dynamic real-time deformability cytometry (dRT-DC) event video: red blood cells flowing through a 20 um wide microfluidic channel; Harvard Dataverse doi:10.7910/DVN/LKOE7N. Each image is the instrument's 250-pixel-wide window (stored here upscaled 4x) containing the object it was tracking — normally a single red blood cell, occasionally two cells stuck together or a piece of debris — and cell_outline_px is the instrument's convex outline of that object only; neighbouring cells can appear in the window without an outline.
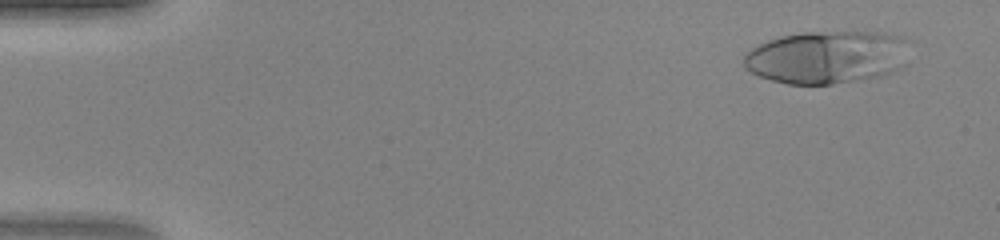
{"species": "human", "species_latin": "Homo sapiens", "temperature_condition": "warm", "stored_images_in_passage": 46, "camera_frame_rate_fps": 3000, "um_per_image_px": 0.085, "donor": {"sex": "female"}, "frame": {"image": 1, "passage_image": 3, "time_ms": 0.667, "image_size_px": [1000, 240], "cell_outline_px": [[908, 64], [884, 76], [832, 84], [788, 84], [772, 80], [760, 76], [744, 68], [744, 56], [752, 48], [768, 40], [780, 36], [804, 32], [884, 32], [904, 36]], "centroid_in_image_um": [70.33, 4.86], "position_along_channel_um": 14.7, "area_um2": 51.33}}
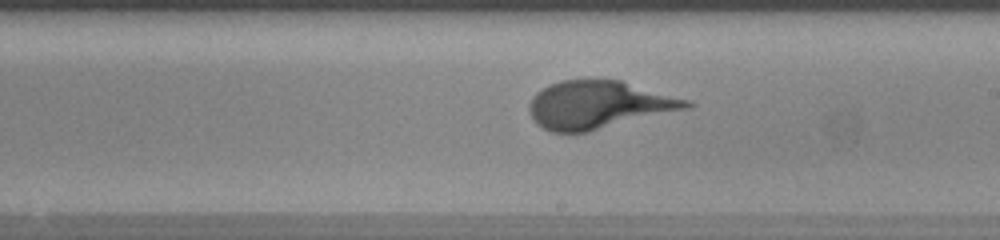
{"frame": {"image": 2, "passage_image": 27, "time_ms": 8.667, "image_size_px": [1000, 240], "cell_outline_px": [[696, 104], [692, 108], [588, 132], [552, 132], [536, 124], [528, 108], [528, 104], [532, 96], [536, 92], [548, 84], [560, 80], [620, 80], [688, 100]], "centroid_in_image_um": [50.88, 8.92], "position_along_channel_um": 238.1, "area_um2": 43.93}}
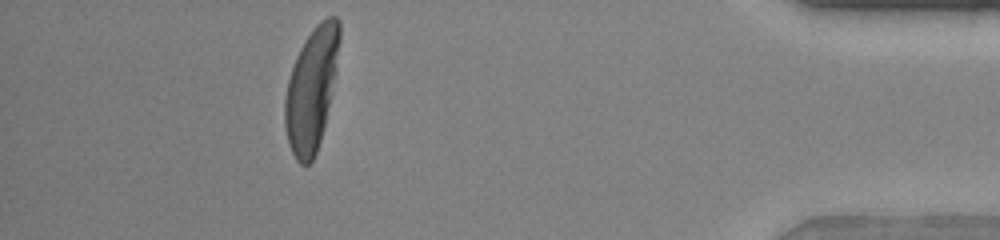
{"frame": {"image": 3, "passage_image": 42, "time_ms": 13.667, "image_size_px": [1000, 240], "cell_outline_px": [[340, 40], [336, 72], [324, 128], [316, 152], [312, 160], [308, 164], [300, 164], [296, 160], [288, 144], [284, 124], [284, 100], [288, 80], [296, 56], [304, 40], [316, 24], [320, 20], [328, 16], [336, 16], [340, 20]], "centroid_in_image_um": [26.48, 7.55], "position_along_channel_um": 408.7, "area_um2": 39.19}}